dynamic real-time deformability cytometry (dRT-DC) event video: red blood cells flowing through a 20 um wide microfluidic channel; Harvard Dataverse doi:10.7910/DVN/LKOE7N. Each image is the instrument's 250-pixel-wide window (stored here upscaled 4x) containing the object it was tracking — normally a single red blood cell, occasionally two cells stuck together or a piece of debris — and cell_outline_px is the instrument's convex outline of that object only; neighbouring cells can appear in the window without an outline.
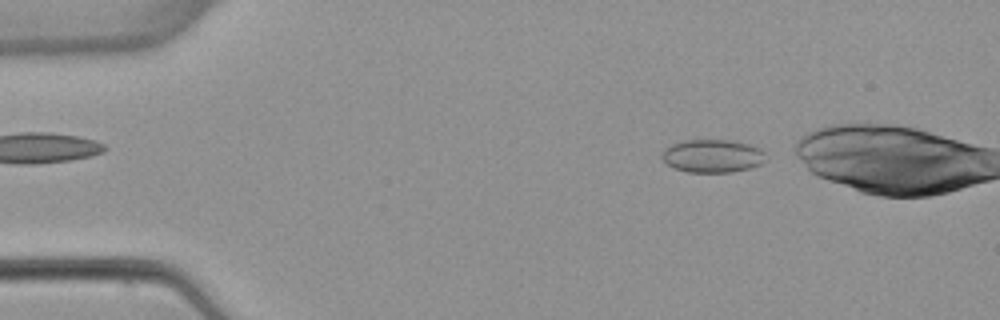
{"species": "common noctule bat (a hibernating species)", "species_latin": "Nyctalus noctula", "temperature_condition": "warm", "stored_images_in_passage": 2, "camera_frame_rate_fps": 3000, "um_per_image_px": 0.085, "animal": {"sex": "female", "body_mass_g": 22.7, "forearm_length_mm": 54.2}, "frame": {"image": 1, "passage_image": 2, "time_ms": 2.0, "image_size_px": [1000, 320], "cell_outline_px": [[768, 160], [760, 164], [748, 168], [732, 172], [688, 172], [676, 168], [668, 164], [660, 156], [664, 148], [672, 144], [684, 140], [732, 140], [748, 144], [760, 148], [764, 152]], "centroid_in_image_um": [60.58, 13.25], "position_along_channel_um": 24.4, "area_um2": 20.06}}